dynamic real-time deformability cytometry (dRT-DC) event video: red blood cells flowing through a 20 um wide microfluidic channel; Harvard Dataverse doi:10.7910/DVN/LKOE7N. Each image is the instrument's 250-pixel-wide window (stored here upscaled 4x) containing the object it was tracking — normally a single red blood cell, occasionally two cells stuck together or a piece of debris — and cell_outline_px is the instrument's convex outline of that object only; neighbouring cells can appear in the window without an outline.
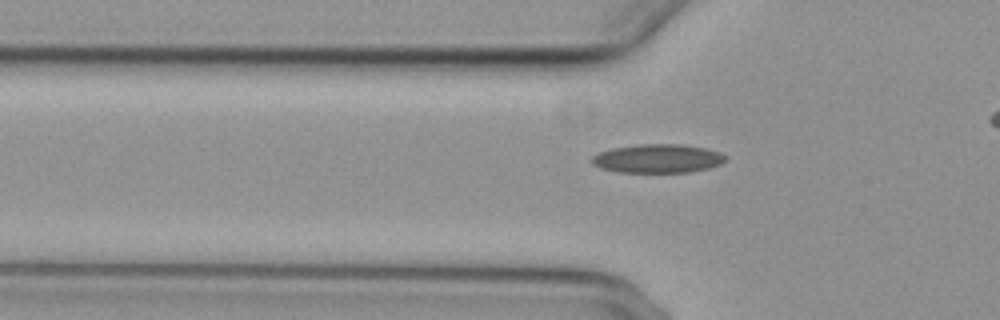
{"species": "common noctule bat (a hibernating species)", "species_latin": "Nyctalus noctula", "temperature_condition": "cold", "stored_images_in_passage": 41, "camera_frame_rate_fps": 3000, "um_per_image_px": 0.085, "animal": {"sex": "female", "body_mass_g": 29.2, "forearm_length_mm": 56.3}, "frame": {"image": 1, "passage_image": 11, "time_ms": 3.333, "image_size_px": [1000, 320], "cell_outline_px": [[724, 160], [720, 164], [708, 168], [692, 172], [616, 172], [600, 168], [592, 164], [592, 156], [600, 152], [612, 148], [640, 144], [680, 144], [704, 148], [720, 152], [724, 156]], "centroid_in_image_um": [55.87, 13.48], "position_along_channel_um": 69.9, "area_um2": 22.25}}
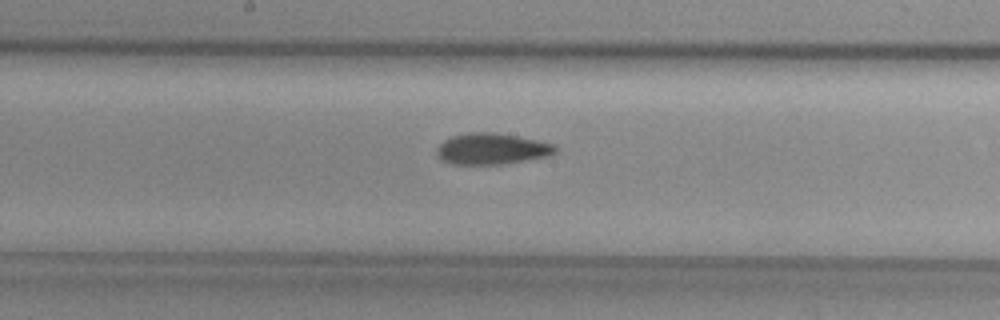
{"frame": {"image": 2, "passage_image": 22, "time_ms": 7.0, "image_size_px": [1000, 320], "cell_outline_px": [[556, 152], [548, 156], [504, 164], [452, 164], [436, 156], [436, 148], [444, 140], [452, 136], [472, 132], [492, 132], [516, 136], [536, 140], [552, 144], [556, 148]], "centroid_in_image_um": [41.77, 12.65], "position_along_channel_um": 206.4, "area_um2": 21.33}}
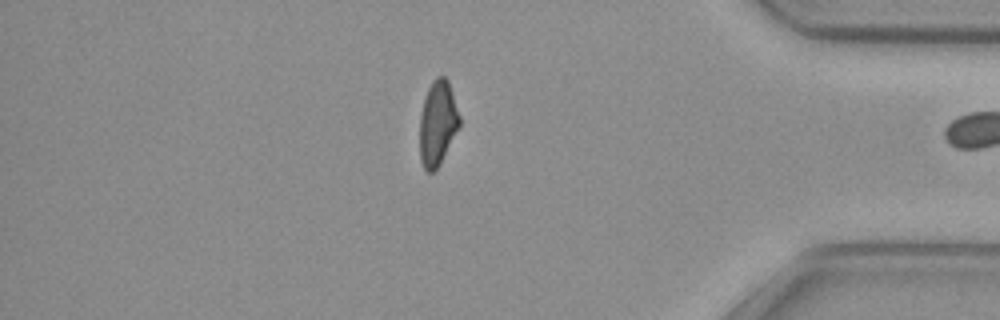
{"frame": {"image": 3, "passage_image": 40, "time_ms": 13.0, "image_size_px": [1000, 320], "cell_outline_px": [[460, 124], [440, 164], [432, 172], [428, 172], [424, 168], [420, 160], [420, 116], [424, 100], [428, 88], [432, 80], [436, 76], [444, 76], [448, 80], [460, 116]], "centroid_in_image_um": [37.19, 10.45], "position_along_channel_um": 398.0, "area_um2": 19.48}}